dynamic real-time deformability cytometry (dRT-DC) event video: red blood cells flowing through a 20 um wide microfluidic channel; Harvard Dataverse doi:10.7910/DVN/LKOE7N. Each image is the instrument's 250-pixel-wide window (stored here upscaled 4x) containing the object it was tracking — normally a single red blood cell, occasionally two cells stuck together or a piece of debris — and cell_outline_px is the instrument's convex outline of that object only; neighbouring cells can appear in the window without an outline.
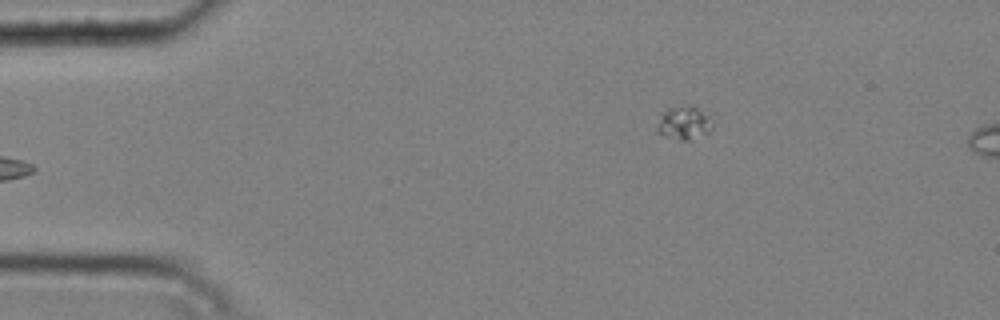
{"species": "common noctule bat (a hibernating species)", "species_latin": "Nyctalus noctula", "temperature_condition": "cold", "stored_images_in_passage": 5, "camera_frame_rate_fps": 3000, "um_per_image_px": 0.085, "animal": {"sex": "male", "body_mass_g": 20.4}, "frame": {"image": 1, "passage_image": 5, "time_ms": 1.333, "image_size_px": [1000, 320], "cell_outline_px": [[712, 128], [708, 132], [688, 140], [680, 140], [664, 136], [656, 132], [656, 128], [664, 112], [668, 108], [696, 108], [708, 116], [712, 124]], "centroid_in_image_um": [58.11, 10.51], "position_along_channel_um": 26.9, "area_um2": 10.06}}